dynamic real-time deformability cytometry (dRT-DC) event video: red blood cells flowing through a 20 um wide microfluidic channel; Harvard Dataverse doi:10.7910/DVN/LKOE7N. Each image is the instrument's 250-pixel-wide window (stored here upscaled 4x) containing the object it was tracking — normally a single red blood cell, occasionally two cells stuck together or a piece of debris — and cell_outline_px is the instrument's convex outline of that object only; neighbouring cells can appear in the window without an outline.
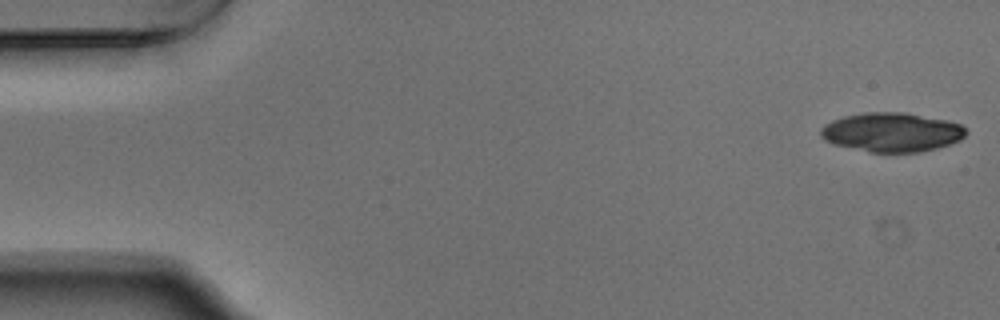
{"species": "Egyptian fruit bat (a non-hibernating species)", "species_latin": "Rousettus aegyptiacus", "temperature_condition": "warm", "stored_images_in_passage": 30, "camera_frame_rate_fps": 3000, "um_per_image_px": 0.085, "animal": {"sex": "male"}, "frame": {"image": 1, "passage_image": 1, "time_ms": 0.0, "image_size_px": [1000, 320], "cell_outline_px": [[968, 132], [960, 140], [936, 148], [920, 152], [868, 152], [832, 144], [824, 140], [820, 136], [820, 128], [824, 124], [832, 120], [844, 116], [864, 112], [904, 112], [948, 120], [960, 124]], "centroid_in_image_um": [75.76, 11.23], "position_along_channel_um": 9.2, "area_um2": 33.35}}
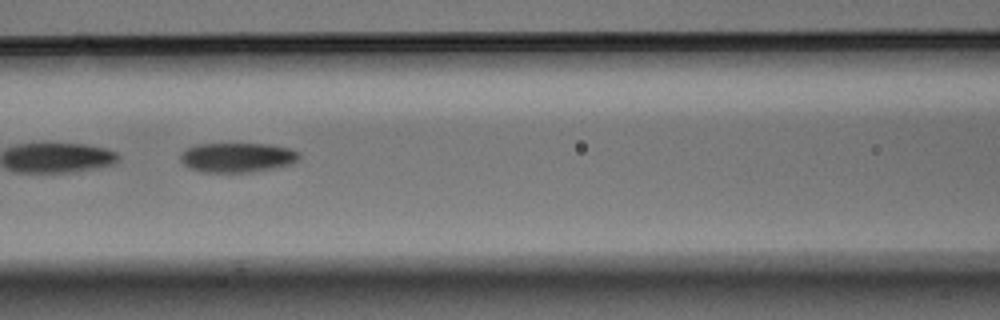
{"frame": {"image": 2, "passage_image": 23, "time_ms": 7.333, "image_size_px": [1000, 320], "cell_outline_px": [[300, 156], [292, 164], [276, 168], [252, 172], [200, 172], [188, 168], [180, 160], [180, 152], [196, 144], [272, 144], [288, 148], [300, 152]], "centroid_in_image_um": [20.16, 13.39], "position_along_channel_um": 146.4, "area_um2": 20.69}}